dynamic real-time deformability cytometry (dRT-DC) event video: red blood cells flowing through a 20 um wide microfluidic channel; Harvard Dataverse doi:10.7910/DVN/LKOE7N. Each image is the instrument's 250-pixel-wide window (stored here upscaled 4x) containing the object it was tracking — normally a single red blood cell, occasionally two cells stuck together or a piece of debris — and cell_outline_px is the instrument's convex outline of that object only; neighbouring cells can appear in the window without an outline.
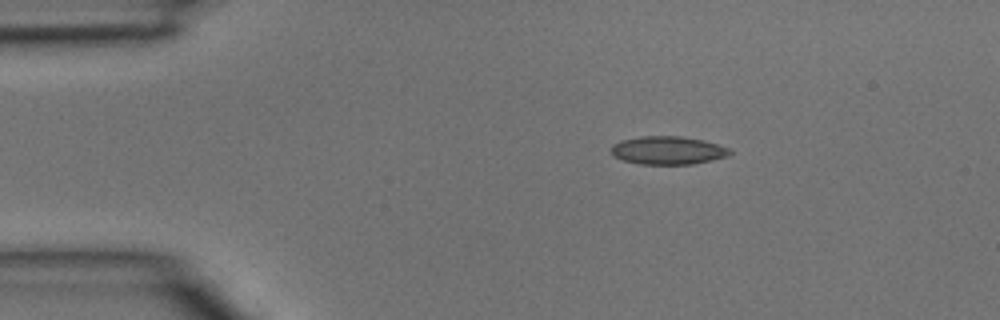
{"species": "common noctule bat (a hibernating species)", "species_latin": "Nyctalus noctula", "temperature_condition": "room temperature", "stored_images_in_passage": 3, "camera_frame_rate_fps": 3000, "um_per_image_px": 0.085, "animal": {"sex": "male", "body_mass_g": 15.6}, "frame": {"image": 1, "passage_image": 3, "time_ms": 0.667, "image_size_px": [1000, 320], "cell_outline_px": [[732, 152], [728, 156], [712, 160], [692, 164], [640, 164], [624, 160], [612, 156], [612, 144], [620, 140], [640, 136], [680, 136], [704, 140], [728, 148]], "centroid_in_image_um": [56.75, 12.77], "position_along_channel_um": 28.3, "area_um2": 19.48}}